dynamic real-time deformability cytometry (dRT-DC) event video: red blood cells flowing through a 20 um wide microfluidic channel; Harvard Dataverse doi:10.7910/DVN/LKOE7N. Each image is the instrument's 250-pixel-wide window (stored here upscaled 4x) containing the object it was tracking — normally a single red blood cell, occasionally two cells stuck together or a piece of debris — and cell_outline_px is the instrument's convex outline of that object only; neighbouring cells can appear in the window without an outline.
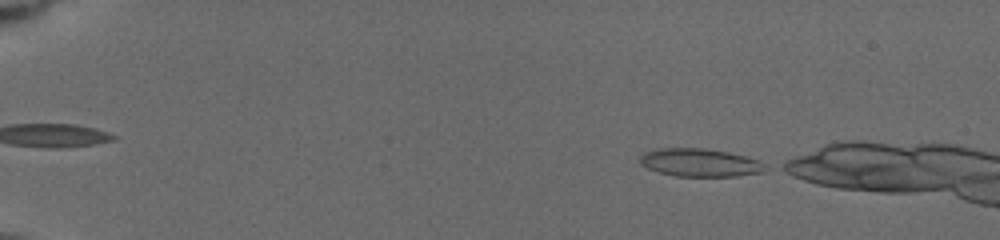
{"species": "common noctule bat (a hibernating species)", "species_latin": "Nyctalus noctula", "temperature_condition": "cold", "stored_images_in_passage": 5, "camera_frame_rate_fps": 3000, "um_per_image_px": 0.085, "animal": {"sex": "female", "body_mass_g": 19.5, "forearm_length_mm": 54.1}, "frame": {"image": 1, "passage_image": 5, "time_ms": 2.0, "image_size_px": [1000, 240], "cell_outline_px": [[768, 168], [760, 172], [736, 176], [676, 176], [660, 172], [648, 168], [640, 164], [640, 156], [644, 152], [660, 148], [704, 148], [728, 152], [744, 156], [756, 160], [764, 164]], "centroid_in_image_um": [59.46, 13.82], "position_along_channel_um": 25.5, "area_um2": 20.23}}